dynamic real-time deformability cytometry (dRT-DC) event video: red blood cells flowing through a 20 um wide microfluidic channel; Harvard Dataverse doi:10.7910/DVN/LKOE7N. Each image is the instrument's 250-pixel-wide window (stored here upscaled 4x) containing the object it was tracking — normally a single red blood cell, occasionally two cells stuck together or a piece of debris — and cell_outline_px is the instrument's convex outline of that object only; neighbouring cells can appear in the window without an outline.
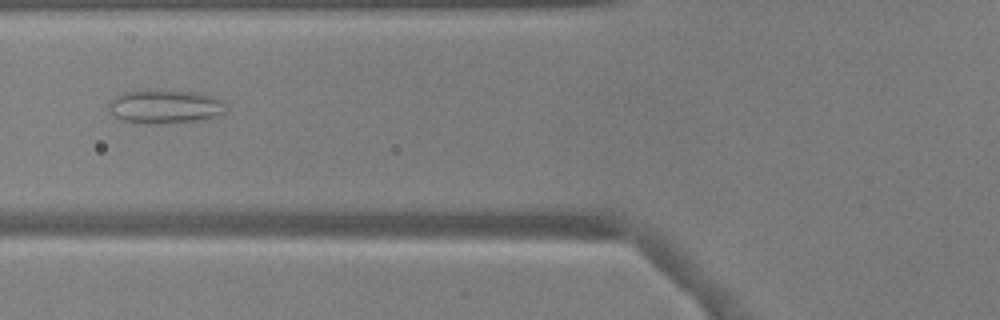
{"species": "common noctule bat (a hibernating species)", "species_latin": "Nyctalus noctula", "temperature_condition": "warm", "stored_images_in_passage": 53, "camera_frame_rate_fps": 3000, "um_per_image_px": 0.085, "animal": {"sex": "male", "body_mass_g": 17.9, "forearm_length_mm": 54.2}, "frame": {"image": 1, "passage_image": 21, "time_ms": 6.667, "image_size_px": [1000, 320], "cell_outline_px": [[224, 112], [212, 120], [148, 124], [144, 124], [120, 120], [112, 112], [108, 104], [116, 96], [124, 92], [200, 92], [212, 96], [220, 100], [224, 104]], "centroid_in_image_um": [14.08, 9.11], "position_along_channel_um": 111.7, "area_um2": 22.54}}
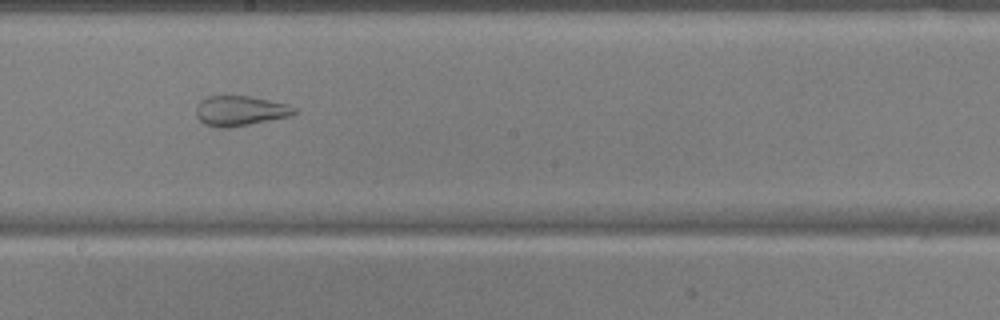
{"frame": {"image": 2, "passage_image": 30, "time_ms": 9.667, "image_size_px": [1000, 320], "cell_outline_px": [[300, 112], [296, 116], [228, 128], [216, 128], [204, 124], [196, 116], [196, 104], [200, 100], [208, 96], [248, 96], [288, 104], [296, 108]], "centroid_in_image_um": [20.46, 9.43], "position_along_channel_um": 227.7, "area_um2": 17.63}}
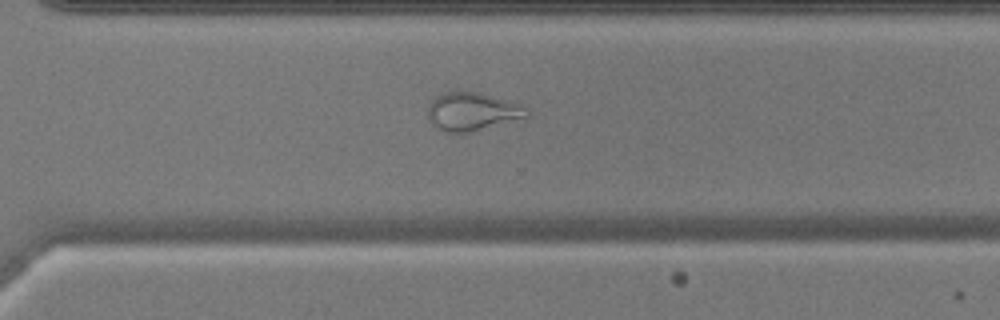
{"frame": {"image": 3, "passage_image": 38, "time_ms": 12.333, "image_size_px": [1000, 320], "cell_outline_px": [[532, 116], [468, 132], [444, 132], [436, 128], [432, 124], [428, 116], [428, 104], [440, 92], [480, 92], [520, 104], [528, 108]], "centroid_in_image_um": [40.15, 9.47], "position_along_channel_um": 330.5, "area_um2": 22.08}, "authors_computed_cell_mechanics": {"area_um2": 26.877, "velocity_mm_per_s": 3.8565, "shape_relaxation_time_tau1_ms": null, "shape_relaxation_time_tau2_ms": 0.6094, "deformation_change_tau1": null, "deformation_change_tau2": 0.0822}}